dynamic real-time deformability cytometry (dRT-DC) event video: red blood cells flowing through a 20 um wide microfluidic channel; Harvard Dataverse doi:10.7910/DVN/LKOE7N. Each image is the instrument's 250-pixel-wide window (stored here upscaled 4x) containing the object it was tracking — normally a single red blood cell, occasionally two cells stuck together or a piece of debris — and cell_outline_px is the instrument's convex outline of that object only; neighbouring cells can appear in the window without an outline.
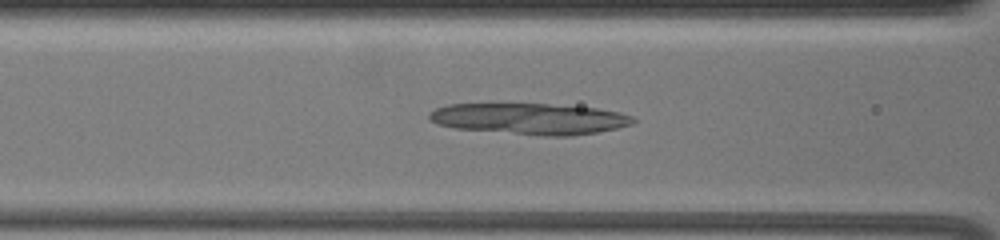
{"species": "common noctule bat (a hibernating species)", "species_latin": "Nyctalus noctula", "temperature_condition": "warm", "stored_images_in_passage": 36, "camera_frame_rate_fps": 3000, "um_per_image_px": 0.085, "animal": {"sex": "female", "body_mass_g": 19.5, "forearm_length_mm": 54.1}, "frame": {"image": 1, "passage_image": 9, "time_ms": 2.667, "image_size_px": [1000, 240], "cell_outline_px": [[636, 120], [632, 124], [616, 128], [596, 132], [572, 136], [544, 136], [456, 128], [436, 124], [428, 116], [436, 108], [448, 104], [548, 104], [596, 108], [620, 112], [632, 116]], "centroid_in_image_um": [45.06, 10.1], "position_along_channel_um": 121.5, "area_um2": 36.76}}
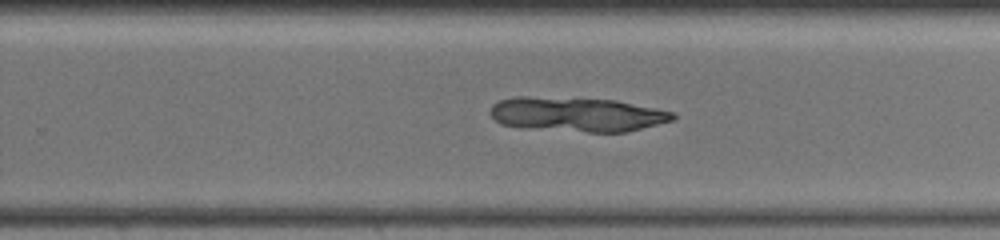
{"frame": {"image": 2, "passage_image": 23, "time_ms": 7.333, "image_size_px": [1000, 240], "cell_outline_px": [[676, 116], [672, 120], [628, 132], [588, 132], [524, 128], [500, 124], [488, 112], [492, 104], [500, 100], [516, 96], [528, 96], [616, 100], [676, 112]], "centroid_in_image_um": [49.02, 9.72], "position_along_channel_um": 280.8, "area_um2": 36.88}}
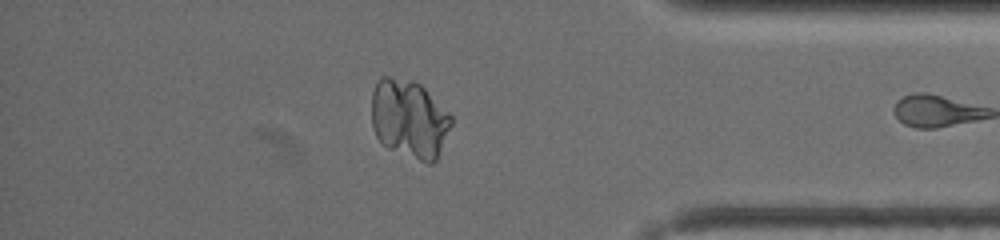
{"frame": {"image": 3, "passage_image": 35, "time_ms": 11.333, "image_size_px": [1000, 240], "cell_outline_px": [[452, 124], [436, 160], [432, 164], [428, 164], [388, 148], [380, 144], [376, 136], [372, 124], [372, 92], [380, 76], [388, 76], [412, 80], [420, 84], [452, 116]], "centroid_in_image_um": [34.77, 10.11], "position_along_channel_um": 400.4, "area_um2": 36.53}}